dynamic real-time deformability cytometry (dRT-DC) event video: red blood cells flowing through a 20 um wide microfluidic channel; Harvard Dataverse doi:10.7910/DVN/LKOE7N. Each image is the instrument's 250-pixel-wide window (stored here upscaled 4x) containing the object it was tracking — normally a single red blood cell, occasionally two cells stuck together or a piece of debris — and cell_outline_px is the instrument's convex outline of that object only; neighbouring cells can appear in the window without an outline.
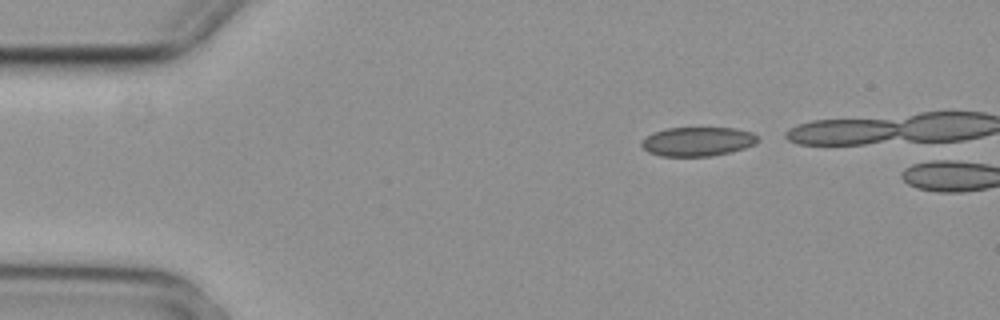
{"species": "common noctule bat (a hibernating species)", "species_latin": "Nyctalus noctula", "temperature_condition": "cold", "stored_images_in_passage": 4, "camera_frame_rate_fps": 3000, "um_per_image_px": 0.085, "animal": {"sex": "female", "body_mass_g": 29.2, "forearm_length_mm": 56.3}, "frame": {"image": 1, "passage_image": 1, "time_ms": 0.0, "image_size_px": [1000, 320], "cell_outline_px": [[756, 144], [744, 148], [712, 156], [660, 156], [648, 152], [640, 144], [652, 132], [668, 128], [736, 128], [752, 132], [756, 136]], "centroid_in_image_um": [59.29, 12.03], "position_along_channel_um": 25.7, "area_um2": 19.54}}